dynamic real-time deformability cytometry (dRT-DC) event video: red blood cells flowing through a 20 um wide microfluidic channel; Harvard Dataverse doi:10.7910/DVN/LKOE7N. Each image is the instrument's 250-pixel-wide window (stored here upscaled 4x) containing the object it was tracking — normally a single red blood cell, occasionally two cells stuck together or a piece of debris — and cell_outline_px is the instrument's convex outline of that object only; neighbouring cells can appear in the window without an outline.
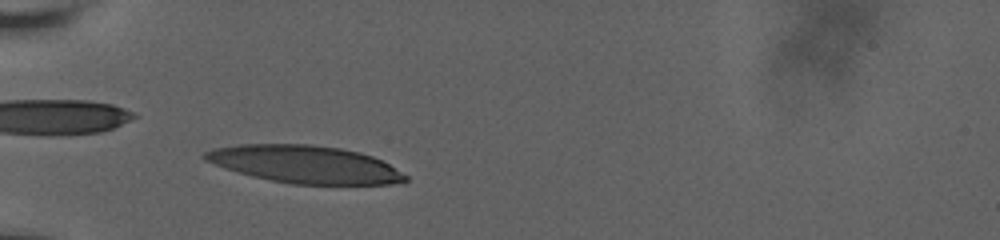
{"species": "human", "species_latin": "Homo sapiens", "temperature_condition": "room temperature", "stored_images_in_passage": 41, "camera_frame_rate_fps": 3000, "um_per_image_px": 0.085, "donor": {"sex": "male"}, "frame": {"image": 1, "passage_image": 8, "time_ms": 2.333, "image_size_px": [1000, 240], "cell_outline_px": [[408, 180], [404, 184], [292, 184], [252, 176], [224, 168], [204, 160], [200, 156], [204, 152], [212, 148], [236, 144], [312, 144], [340, 148], [360, 152], [372, 156], [388, 164], [408, 176]], "centroid_in_image_um": [25.9, 13.96], "position_along_channel_um": 59.1, "area_um2": 44.1}}
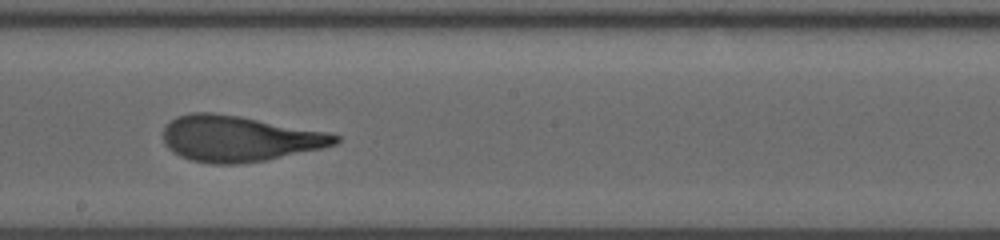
{"frame": {"image": 2, "passage_image": 23, "time_ms": 7.333, "image_size_px": [1000, 240], "cell_outline_px": [[340, 140], [336, 144], [324, 148], [264, 160], [240, 164], [208, 164], [192, 160], [180, 156], [172, 152], [164, 144], [164, 128], [176, 116], [192, 112], [212, 112], [240, 116], [328, 132], [340, 136]], "centroid_in_image_um": [20.32, 11.78], "position_along_channel_um": 227.9, "area_um2": 45.95}}
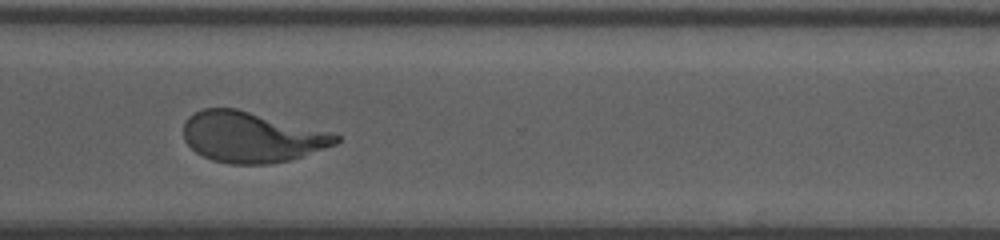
{"frame": {"image": 3, "passage_image": 33, "time_ms": 10.667, "image_size_px": [1000, 240], "cell_outline_px": [[340, 140], [336, 144], [288, 160], [272, 164], [228, 164], [212, 160], [196, 152], [184, 140], [184, 124], [188, 116], [204, 108], [236, 108], [328, 132], [340, 136]], "centroid_in_image_um": [21.33, 11.66], "position_along_channel_um": 349.3, "area_um2": 44.33}, "authors_computed_cell_mechanics": {"area_um2": 45.1418, "velocity_mm_per_s": 3.6526, "shape_relaxation_time_tau1_ms": 5.7732, "shape_relaxation_time_tau2_ms": 1.1873, "deformation_change_tau1": 0.2796, "deformation_change_tau2": 0.1023}}